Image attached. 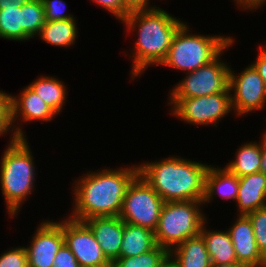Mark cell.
I'll return each mask as SVG.
<instances>
[{"mask_svg":"<svg viewBox=\"0 0 266 267\" xmlns=\"http://www.w3.org/2000/svg\"><path fill=\"white\" fill-rule=\"evenodd\" d=\"M138 174V165L88 172L75 182V203L69 218L84 221L92 217L119 216L126 190Z\"/></svg>","mask_w":266,"mask_h":267,"instance_id":"obj_1","label":"cell"},{"mask_svg":"<svg viewBox=\"0 0 266 267\" xmlns=\"http://www.w3.org/2000/svg\"><path fill=\"white\" fill-rule=\"evenodd\" d=\"M122 21L130 32L138 28V40L135 50L131 52L134 58L132 78L141 76L150 65H161L168 55L174 35L184 24L159 7L131 11Z\"/></svg>","mask_w":266,"mask_h":267,"instance_id":"obj_2","label":"cell"},{"mask_svg":"<svg viewBox=\"0 0 266 267\" xmlns=\"http://www.w3.org/2000/svg\"><path fill=\"white\" fill-rule=\"evenodd\" d=\"M138 166L139 175L164 202L203 200L209 165L171 156L161 161L143 162Z\"/></svg>","mask_w":266,"mask_h":267,"instance_id":"obj_3","label":"cell"},{"mask_svg":"<svg viewBox=\"0 0 266 267\" xmlns=\"http://www.w3.org/2000/svg\"><path fill=\"white\" fill-rule=\"evenodd\" d=\"M27 138L11 137L1 156L0 185L9 216L18 215L35 186V164ZM34 184V185H33Z\"/></svg>","mask_w":266,"mask_h":267,"instance_id":"obj_4","label":"cell"},{"mask_svg":"<svg viewBox=\"0 0 266 267\" xmlns=\"http://www.w3.org/2000/svg\"><path fill=\"white\" fill-rule=\"evenodd\" d=\"M188 29L185 22L178 29L162 66L190 73L210 63L234 44L230 36L196 35L190 34Z\"/></svg>","mask_w":266,"mask_h":267,"instance_id":"obj_5","label":"cell"},{"mask_svg":"<svg viewBox=\"0 0 266 267\" xmlns=\"http://www.w3.org/2000/svg\"><path fill=\"white\" fill-rule=\"evenodd\" d=\"M201 205L202 201L195 200L165 202L154 231L156 244L170 252L188 238L199 235L207 222Z\"/></svg>","mask_w":266,"mask_h":267,"instance_id":"obj_6","label":"cell"},{"mask_svg":"<svg viewBox=\"0 0 266 267\" xmlns=\"http://www.w3.org/2000/svg\"><path fill=\"white\" fill-rule=\"evenodd\" d=\"M164 200L138 174L129 184L119 217L131 225L157 229Z\"/></svg>","mask_w":266,"mask_h":267,"instance_id":"obj_7","label":"cell"},{"mask_svg":"<svg viewBox=\"0 0 266 267\" xmlns=\"http://www.w3.org/2000/svg\"><path fill=\"white\" fill-rule=\"evenodd\" d=\"M173 113L178 119L189 124L210 125L217 127L221 118L232 111L231 92L192 98H170ZM174 108V109H173ZM216 123V124H215Z\"/></svg>","mask_w":266,"mask_h":267,"instance_id":"obj_8","label":"cell"},{"mask_svg":"<svg viewBox=\"0 0 266 267\" xmlns=\"http://www.w3.org/2000/svg\"><path fill=\"white\" fill-rule=\"evenodd\" d=\"M220 55L222 54L220 53L213 61L197 70L186 73V77L170 90V98H192L231 92L229 89L230 68L228 63H223Z\"/></svg>","mask_w":266,"mask_h":267,"instance_id":"obj_9","label":"cell"},{"mask_svg":"<svg viewBox=\"0 0 266 267\" xmlns=\"http://www.w3.org/2000/svg\"><path fill=\"white\" fill-rule=\"evenodd\" d=\"M244 69L238 76L235 71H229V89L234 92L231 94L232 107L240 116L266 105V87L258 71L252 64Z\"/></svg>","mask_w":266,"mask_h":267,"instance_id":"obj_10","label":"cell"},{"mask_svg":"<svg viewBox=\"0 0 266 267\" xmlns=\"http://www.w3.org/2000/svg\"><path fill=\"white\" fill-rule=\"evenodd\" d=\"M64 243L71 250L80 267H112L99 242L83 222L71 218L63 220Z\"/></svg>","mask_w":266,"mask_h":267,"instance_id":"obj_11","label":"cell"},{"mask_svg":"<svg viewBox=\"0 0 266 267\" xmlns=\"http://www.w3.org/2000/svg\"><path fill=\"white\" fill-rule=\"evenodd\" d=\"M40 226V227H39ZM25 247L28 267H54L55 255L64 244L63 221H43Z\"/></svg>","mask_w":266,"mask_h":267,"instance_id":"obj_12","label":"cell"},{"mask_svg":"<svg viewBox=\"0 0 266 267\" xmlns=\"http://www.w3.org/2000/svg\"><path fill=\"white\" fill-rule=\"evenodd\" d=\"M228 229L237 261L247 267H266V258L255 242L254 229L247 215H240Z\"/></svg>","mask_w":266,"mask_h":267,"instance_id":"obj_13","label":"cell"},{"mask_svg":"<svg viewBox=\"0 0 266 267\" xmlns=\"http://www.w3.org/2000/svg\"><path fill=\"white\" fill-rule=\"evenodd\" d=\"M83 222L90 228L103 254L111 264L120 258L123 220L119 216L92 217Z\"/></svg>","mask_w":266,"mask_h":267,"instance_id":"obj_14","label":"cell"},{"mask_svg":"<svg viewBox=\"0 0 266 267\" xmlns=\"http://www.w3.org/2000/svg\"><path fill=\"white\" fill-rule=\"evenodd\" d=\"M10 106L11 125H13V127L17 118L20 116L24 122L35 120L49 122L58 115L29 86H26L18 96H10Z\"/></svg>","mask_w":266,"mask_h":267,"instance_id":"obj_15","label":"cell"},{"mask_svg":"<svg viewBox=\"0 0 266 267\" xmlns=\"http://www.w3.org/2000/svg\"><path fill=\"white\" fill-rule=\"evenodd\" d=\"M237 208L240 215H247L266 206V176L263 173L239 177Z\"/></svg>","mask_w":266,"mask_h":267,"instance_id":"obj_16","label":"cell"},{"mask_svg":"<svg viewBox=\"0 0 266 267\" xmlns=\"http://www.w3.org/2000/svg\"><path fill=\"white\" fill-rule=\"evenodd\" d=\"M238 190L239 178L235 174L226 167L216 168L209 165L205 175L203 204L211 202L217 192L222 199L236 201Z\"/></svg>","mask_w":266,"mask_h":267,"instance_id":"obj_17","label":"cell"},{"mask_svg":"<svg viewBox=\"0 0 266 267\" xmlns=\"http://www.w3.org/2000/svg\"><path fill=\"white\" fill-rule=\"evenodd\" d=\"M173 267H212L204 239L199 234L188 238L169 252Z\"/></svg>","mask_w":266,"mask_h":267,"instance_id":"obj_18","label":"cell"},{"mask_svg":"<svg viewBox=\"0 0 266 267\" xmlns=\"http://www.w3.org/2000/svg\"><path fill=\"white\" fill-rule=\"evenodd\" d=\"M205 225L206 222L202 225L200 235L204 239L212 265L238 262L228 230H206Z\"/></svg>","mask_w":266,"mask_h":267,"instance_id":"obj_19","label":"cell"},{"mask_svg":"<svg viewBox=\"0 0 266 267\" xmlns=\"http://www.w3.org/2000/svg\"><path fill=\"white\" fill-rule=\"evenodd\" d=\"M153 230L123 222V239L120 257H133L148 252L156 246Z\"/></svg>","mask_w":266,"mask_h":267,"instance_id":"obj_20","label":"cell"},{"mask_svg":"<svg viewBox=\"0 0 266 267\" xmlns=\"http://www.w3.org/2000/svg\"><path fill=\"white\" fill-rule=\"evenodd\" d=\"M76 19L45 21L39 36L48 44L57 47H70L78 37Z\"/></svg>","mask_w":266,"mask_h":267,"instance_id":"obj_21","label":"cell"},{"mask_svg":"<svg viewBox=\"0 0 266 267\" xmlns=\"http://www.w3.org/2000/svg\"><path fill=\"white\" fill-rule=\"evenodd\" d=\"M262 139L261 142H247L237 150L236 159L225 167L238 178L258 173L261 166Z\"/></svg>","mask_w":266,"mask_h":267,"instance_id":"obj_22","label":"cell"},{"mask_svg":"<svg viewBox=\"0 0 266 267\" xmlns=\"http://www.w3.org/2000/svg\"><path fill=\"white\" fill-rule=\"evenodd\" d=\"M65 84L52 76H41L28 86L34 90L39 97L45 101L57 114L62 108L67 98Z\"/></svg>","mask_w":266,"mask_h":267,"instance_id":"obj_23","label":"cell"},{"mask_svg":"<svg viewBox=\"0 0 266 267\" xmlns=\"http://www.w3.org/2000/svg\"><path fill=\"white\" fill-rule=\"evenodd\" d=\"M0 38L16 41L31 39L23 31L21 7L0 10Z\"/></svg>","mask_w":266,"mask_h":267,"instance_id":"obj_24","label":"cell"},{"mask_svg":"<svg viewBox=\"0 0 266 267\" xmlns=\"http://www.w3.org/2000/svg\"><path fill=\"white\" fill-rule=\"evenodd\" d=\"M169 262V252L156 245L146 253L133 257H120L112 267H164Z\"/></svg>","mask_w":266,"mask_h":267,"instance_id":"obj_25","label":"cell"},{"mask_svg":"<svg viewBox=\"0 0 266 267\" xmlns=\"http://www.w3.org/2000/svg\"><path fill=\"white\" fill-rule=\"evenodd\" d=\"M23 31L30 37L38 36L45 24L44 5L42 0H29L21 7Z\"/></svg>","mask_w":266,"mask_h":267,"instance_id":"obj_26","label":"cell"},{"mask_svg":"<svg viewBox=\"0 0 266 267\" xmlns=\"http://www.w3.org/2000/svg\"><path fill=\"white\" fill-rule=\"evenodd\" d=\"M254 229L255 242L266 258V206L247 214Z\"/></svg>","mask_w":266,"mask_h":267,"instance_id":"obj_27","label":"cell"},{"mask_svg":"<svg viewBox=\"0 0 266 267\" xmlns=\"http://www.w3.org/2000/svg\"><path fill=\"white\" fill-rule=\"evenodd\" d=\"M0 267H28L25 246L17 247L0 255Z\"/></svg>","mask_w":266,"mask_h":267,"instance_id":"obj_28","label":"cell"},{"mask_svg":"<svg viewBox=\"0 0 266 267\" xmlns=\"http://www.w3.org/2000/svg\"><path fill=\"white\" fill-rule=\"evenodd\" d=\"M42 2L46 21L75 19L72 15L63 13V11L65 12L63 6H66L63 0H42Z\"/></svg>","mask_w":266,"mask_h":267,"instance_id":"obj_29","label":"cell"},{"mask_svg":"<svg viewBox=\"0 0 266 267\" xmlns=\"http://www.w3.org/2000/svg\"><path fill=\"white\" fill-rule=\"evenodd\" d=\"M119 20H124L130 13L123 5V0H92Z\"/></svg>","mask_w":266,"mask_h":267,"instance_id":"obj_30","label":"cell"},{"mask_svg":"<svg viewBox=\"0 0 266 267\" xmlns=\"http://www.w3.org/2000/svg\"><path fill=\"white\" fill-rule=\"evenodd\" d=\"M54 267H80L75 256L65 243L55 255Z\"/></svg>","mask_w":266,"mask_h":267,"instance_id":"obj_31","label":"cell"},{"mask_svg":"<svg viewBox=\"0 0 266 267\" xmlns=\"http://www.w3.org/2000/svg\"><path fill=\"white\" fill-rule=\"evenodd\" d=\"M14 128L11 125V117H0V135L7 134V131H12L11 135L15 136L16 138L26 137V135H24L25 132L22 131V127L15 126Z\"/></svg>","mask_w":266,"mask_h":267,"instance_id":"obj_32","label":"cell"},{"mask_svg":"<svg viewBox=\"0 0 266 267\" xmlns=\"http://www.w3.org/2000/svg\"><path fill=\"white\" fill-rule=\"evenodd\" d=\"M251 64L258 71L259 76L262 78L266 87V45H260V53L256 60Z\"/></svg>","mask_w":266,"mask_h":267,"instance_id":"obj_33","label":"cell"},{"mask_svg":"<svg viewBox=\"0 0 266 267\" xmlns=\"http://www.w3.org/2000/svg\"><path fill=\"white\" fill-rule=\"evenodd\" d=\"M149 2V0H123V5L129 12L156 8L155 5L150 7Z\"/></svg>","mask_w":266,"mask_h":267,"instance_id":"obj_34","label":"cell"},{"mask_svg":"<svg viewBox=\"0 0 266 267\" xmlns=\"http://www.w3.org/2000/svg\"><path fill=\"white\" fill-rule=\"evenodd\" d=\"M11 94L0 91V117H11Z\"/></svg>","mask_w":266,"mask_h":267,"instance_id":"obj_35","label":"cell"},{"mask_svg":"<svg viewBox=\"0 0 266 267\" xmlns=\"http://www.w3.org/2000/svg\"><path fill=\"white\" fill-rule=\"evenodd\" d=\"M235 3L241 8L245 9H257L266 3V0H234Z\"/></svg>","mask_w":266,"mask_h":267,"instance_id":"obj_36","label":"cell"},{"mask_svg":"<svg viewBox=\"0 0 266 267\" xmlns=\"http://www.w3.org/2000/svg\"><path fill=\"white\" fill-rule=\"evenodd\" d=\"M29 0H0V10L22 7Z\"/></svg>","mask_w":266,"mask_h":267,"instance_id":"obj_37","label":"cell"},{"mask_svg":"<svg viewBox=\"0 0 266 267\" xmlns=\"http://www.w3.org/2000/svg\"><path fill=\"white\" fill-rule=\"evenodd\" d=\"M262 153H261V166L260 173H263L266 176V132L262 135Z\"/></svg>","mask_w":266,"mask_h":267,"instance_id":"obj_38","label":"cell"},{"mask_svg":"<svg viewBox=\"0 0 266 267\" xmlns=\"http://www.w3.org/2000/svg\"><path fill=\"white\" fill-rule=\"evenodd\" d=\"M212 267H247V266L242 263L235 262V263L224 264V265H212Z\"/></svg>","mask_w":266,"mask_h":267,"instance_id":"obj_39","label":"cell"},{"mask_svg":"<svg viewBox=\"0 0 266 267\" xmlns=\"http://www.w3.org/2000/svg\"><path fill=\"white\" fill-rule=\"evenodd\" d=\"M164 267H173V265L170 262H168Z\"/></svg>","mask_w":266,"mask_h":267,"instance_id":"obj_40","label":"cell"}]
</instances>
